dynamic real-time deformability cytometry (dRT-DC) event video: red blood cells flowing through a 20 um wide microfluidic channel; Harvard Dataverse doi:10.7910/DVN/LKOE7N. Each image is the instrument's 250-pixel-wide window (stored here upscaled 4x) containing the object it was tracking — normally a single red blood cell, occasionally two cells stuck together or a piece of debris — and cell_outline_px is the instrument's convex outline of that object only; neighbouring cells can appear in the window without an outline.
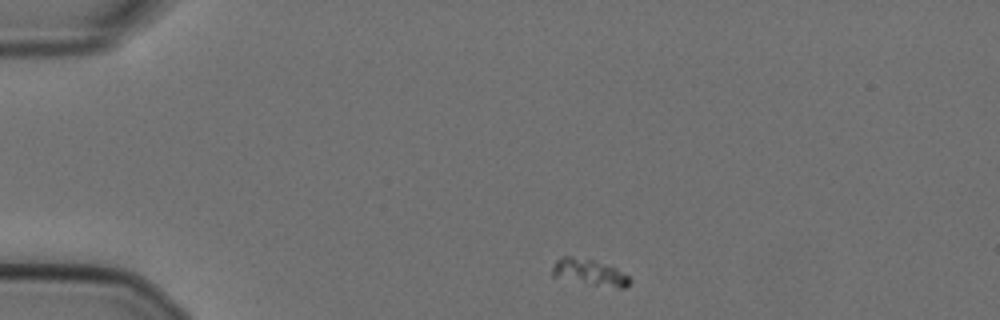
{"species": "Egyptian fruit bat (a non-hibernating species)", "species_latin": "Rousettus aegyptiacus", "temperature_condition": "cold", "stored_images_in_passage": 47, "camera_frame_rate_fps": 3000, "um_per_image_px": 0.085, "animal": {"sex": "female"}, "frame": {"image": 1, "passage_image": 1, "time_ms": 0.0, "image_size_px": [1000, 320], "cell_outline_px": [[632, 280], [624, 288], [620, 288], [592, 284], [552, 276], [552, 264], [556, 260], [564, 256], [572, 256], [592, 260], [616, 268], [628, 276]], "centroid_in_image_um": [50.08, 23.14], "position_along_channel_um": 34.9, "area_um2": 11.56}}
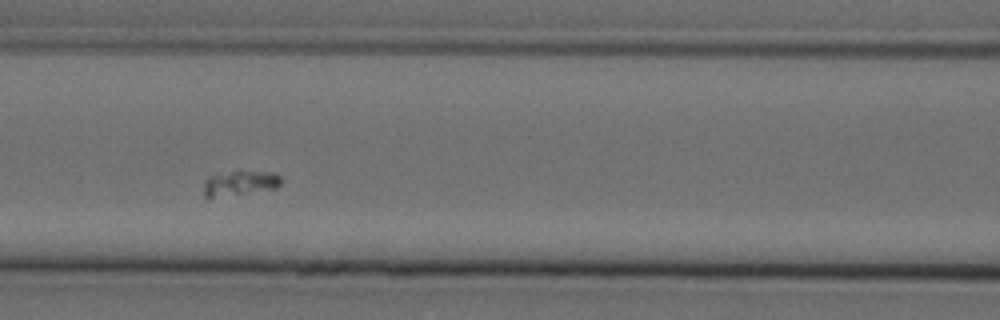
{"frame": {"image": 2, "passage_image": 15, "time_ms": 4.667, "image_size_px": [1000, 320], "cell_outline_px": [[280, 184], [276, 188], [208, 200], [204, 196], [204, 180], [208, 176], [232, 172], [276, 172], [280, 176]], "centroid_in_image_um": [20.33, 15.62], "position_along_channel_um": 146.3, "area_um2": 11.39}}
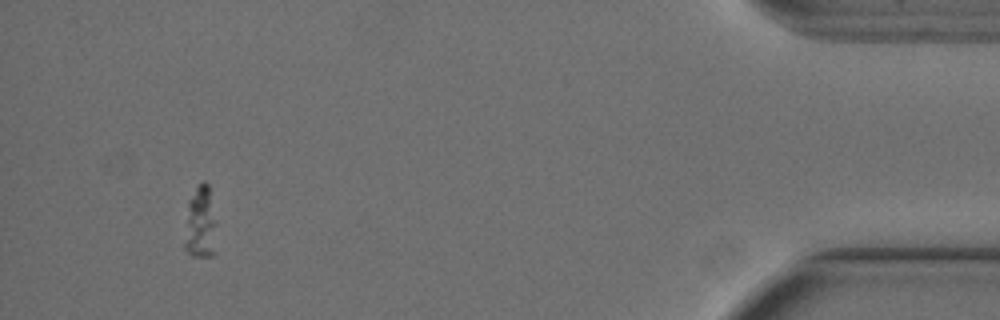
{"frame": {"image": 3, "passage_image": 44, "time_ms": 14.333, "image_size_px": [1000, 320], "cell_outline_px": [[216, 252], [212, 256], [192, 256], [184, 248], [184, 244], [188, 200], [196, 188], [204, 180], [208, 184], [216, 224]], "centroid_in_image_um": [17.05, 19.0], "position_along_channel_um": 418.1, "area_um2": 13.58}}